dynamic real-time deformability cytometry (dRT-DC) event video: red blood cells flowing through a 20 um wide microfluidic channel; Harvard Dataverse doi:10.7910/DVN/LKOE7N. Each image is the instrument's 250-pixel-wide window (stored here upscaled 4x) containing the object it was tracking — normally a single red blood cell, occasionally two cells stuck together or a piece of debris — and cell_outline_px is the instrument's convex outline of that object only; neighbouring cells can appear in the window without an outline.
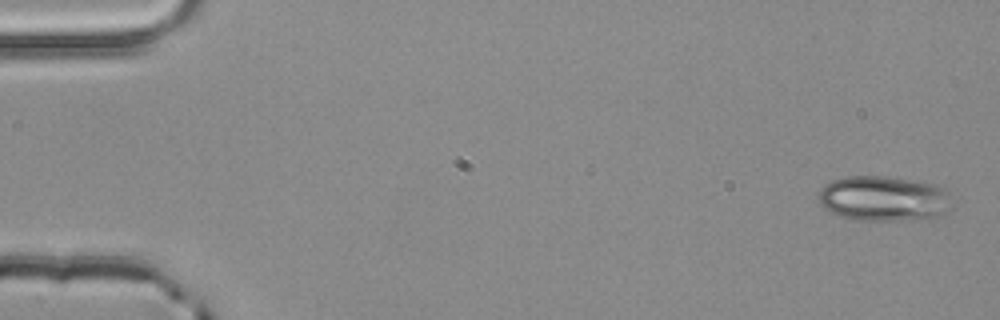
{"species": "common noctule bat (a hibernating species)", "species_latin": "Nyctalus noctula", "temperature_condition": "room temperature", "stored_images_in_passage": 4, "camera_frame_rate_fps": 3000, "um_per_image_px": 0.085, "animal": {"sex": "male", "body_mass_g": 20.4}, "frame": {"image": 1, "passage_image": 1, "time_ms": 0.0, "image_size_px": [1000, 320], "cell_outline_px": [[952, 208], [936, 220], [856, 220], [840, 216], [824, 208], [820, 204], [820, 188], [824, 184], [832, 180], [848, 176], [888, 176], [920, 180], [936, 184], [944, 188], [948, 192]], "centroid_in_image_um": [75.2, 16.88], "position_along_channel_um": 9.8, "area_um2": 36.01}}